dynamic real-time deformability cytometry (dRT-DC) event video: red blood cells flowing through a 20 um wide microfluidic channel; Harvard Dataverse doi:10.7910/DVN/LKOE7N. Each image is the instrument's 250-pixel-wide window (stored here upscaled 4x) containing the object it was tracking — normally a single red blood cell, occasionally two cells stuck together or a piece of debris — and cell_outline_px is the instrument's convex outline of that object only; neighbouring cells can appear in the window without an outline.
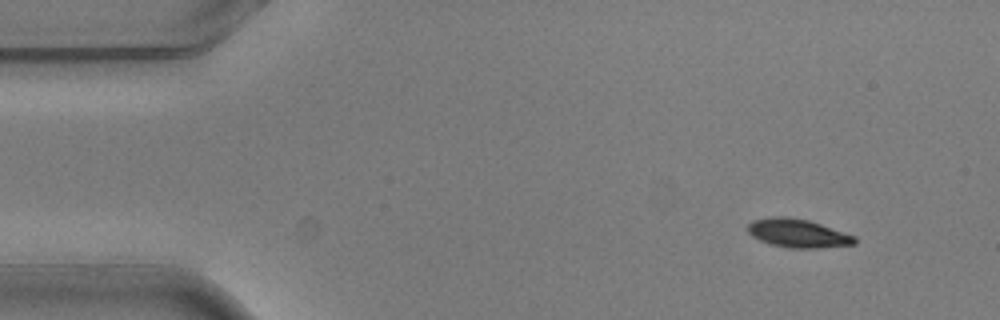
{"species": "common noctule bat (a hibernating species)", "species_latin": "Nyctalus noctula", "temperature_condition": "warm", "stored_images_in_passage": 5, "camera_frame_rate_fps": 3000, "um_per_image_px": 0.085, "animal": {"sex": "male", "body_mass_g": 20.5, "forearm_length_mm": 52.5}, "frame": {"image": 1, "passage_image": 1, "time_ms": 0.0, "image_size_px": [1000, 320], "cell_outline_px": [[856, 244], [820, 248], [788, 248], [772, 244], [760, 240], [752, 236], [748, 232], [748, 224], [752, 220], [772, 216], [788, 216], [808, 220], [856, 236]], "centroid_in_image_um": [67.81, 19.82], "position_along_channel_um": 17.2, "area_um2": 17.8}}
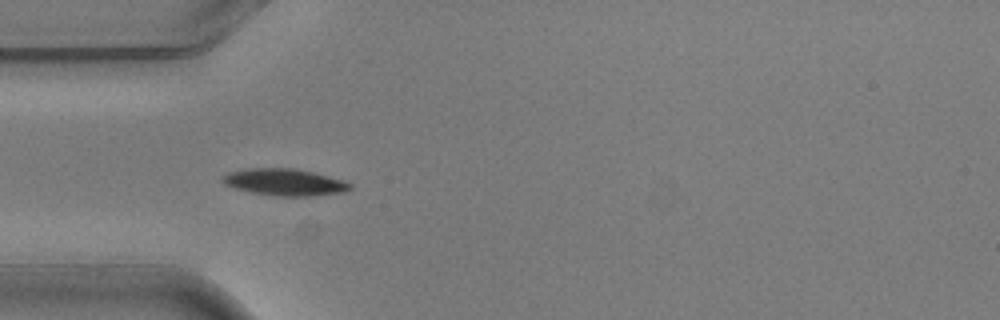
{"frame": {"image": 2, "passage_image": 4, "time_ms": 1.0, "image_size_px": [1000, 320], "cell_outline_px": [[352, 188], [344, 192], [312, 196], [272, 196], [252, 192], [236, 188], [224, 184], [220, 180], [228, 172], [248, 168], [292, 168], [312, 172], [344, 180], [352, 184]], "centroid_in_image_um": [24.2, 15.49], "position_along_channel_um": 60.8, "area_um2": 19.94}}
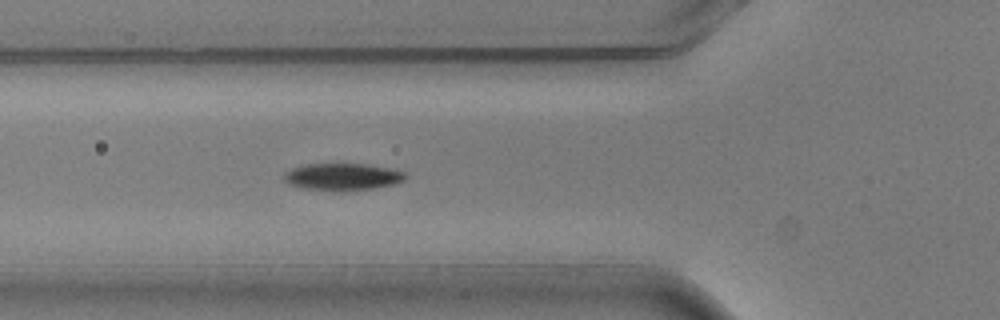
{"frame": {"image": 3, "passage_image": 5, "time_ms": 1.333, "image_size_px": [1000, 320], "cell_outline_px": [[408, 176], [404, 180], [396, 184], [372, 188], [304, 188], [288, 184], [284, 180], [284, 172], [292, 168], [308, 164], [364, 164], [388, 168], [404, 172]], "centroid_in_image_um": [29.12, 14.98], "position_along_channel_um": 96.7, "area_um2": 18.21}}